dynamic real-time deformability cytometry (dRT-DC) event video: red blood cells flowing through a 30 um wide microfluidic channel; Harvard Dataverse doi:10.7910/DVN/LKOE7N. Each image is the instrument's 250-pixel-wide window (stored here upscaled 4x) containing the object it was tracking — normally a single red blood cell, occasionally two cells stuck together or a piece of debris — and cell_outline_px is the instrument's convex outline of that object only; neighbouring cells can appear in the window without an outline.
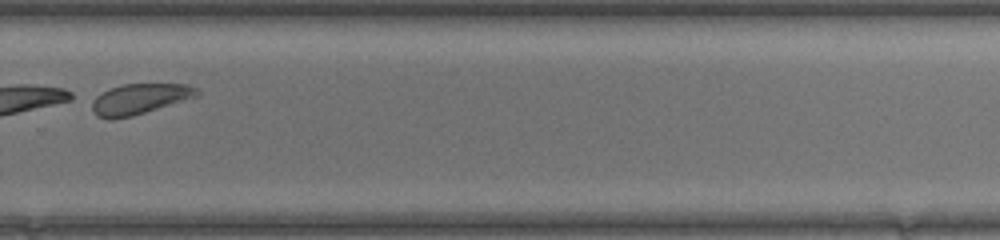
{"species": "common noctule bat (a hibernating species)", "species_latin": "Nyctalus noctula", "temperature_condition": "warm", "stored_images_in_passage": 38, "segment_of_instrument_passage": [2, 2], "camera_frame_rate_fps": 3000, "um_per_image_px": 0.085, "animal": {"sex": "female", "body_mass_g": 17.0, "forearm_length_mm": 48.0}, "frame": {"image": 1, "passage_image": 24, "time_ms": 7.667, "image_size_px": [1000, 240], "cell_outline_px": [[200, 96], [132, 116], [112, 120], [108, 120], [96, 116], [88, 100], [112, 88], [124, 84], [188, 84], [196, 88], [200, 92]], "centroid_in_image_um": [11.85, 8.43], "position_along_channel_um": 318.0, "area_um2": 18.9}}